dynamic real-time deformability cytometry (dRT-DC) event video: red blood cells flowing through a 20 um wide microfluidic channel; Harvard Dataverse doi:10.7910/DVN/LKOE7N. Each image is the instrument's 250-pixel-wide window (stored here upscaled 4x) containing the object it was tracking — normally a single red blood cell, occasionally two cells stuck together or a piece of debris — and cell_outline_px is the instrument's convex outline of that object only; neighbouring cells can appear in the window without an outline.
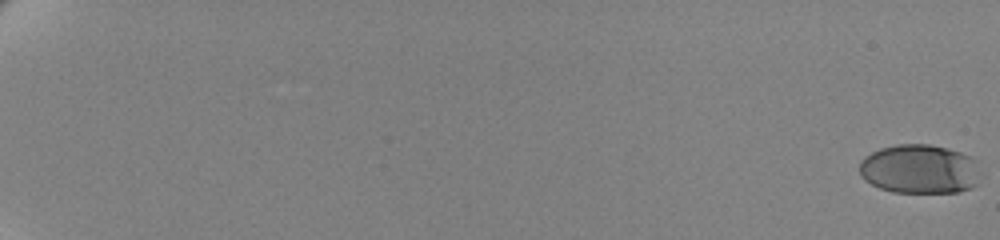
{"species": "human", "species_latin": "Homo sapiens", "temperature_condition": "cold", "stored_images_in_passage": 63, "camera_frame_rate_fps": 3000, "um_per_image_px": 0.085, "donor": {"sex": "female"}, "frame": {"image": 1, "passage_image": 1, "time_ms": 0.0, "image_size_px": [1000, 240], "cell_outline_px": [[976, 184], [972, 188], [960, 192], [892, 192], [880, 188], [864, 180], [860, 176], [860, 160], [864, 156], [880, 148], [896, 144], [928, 144], [948, 148], [972, 156], [976, 160]], "centroid_in_image_um": [78.12, 14.36], "position_along_channel_um": 6.9, "area_um2": 34.74}}
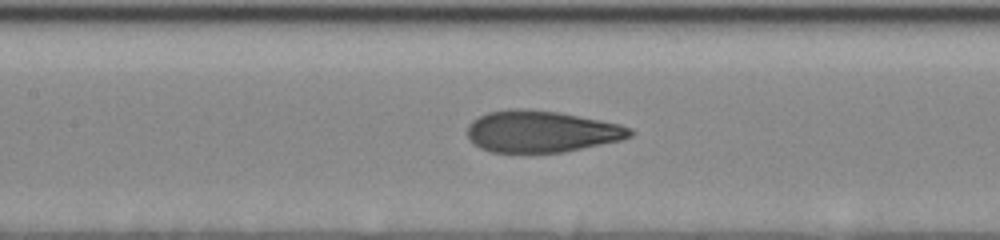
{"frame": {"image": 2, "passage_image": 35, "time_ms": 11.333, "image_size_px": [1000, 240], "cell_outline_px": [[636, 132], [632, 136], [620, 140], [564, 152], [492, 152], [480, 148], [472, 144], [468, 140], [468, 124], [472, 120], [488, 112], [508, 108], [528, 108], [560, 112], [620, 124], [632, 128]], "centroid_in_image_um": [46.0, 11.16], "position_along_channel_um": 161.4, "area_um2": 39.82}}
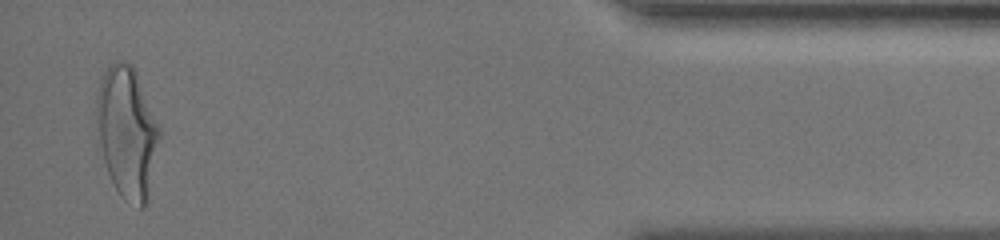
{"frame": {"image": 3, "passage_image": 62, "time_ms": 20.333, "image_size_px": [1000, 240], "cell_outline_px": [[164, 132], [148, 204], [144, 208], [140, 208], [124, 200], [120, 196], [108, 172], [104, 160], [100, 144], [96, 116], [96, 92], [100, 80], [104, 72], [116, 60], [120, 60], [132, 64], [136, 72]], "centroid_in_image_um": [10.88, 11.28], "position_along_channel_um": 424.3, "area_um2": 49.48}, "authors_computed_cell_mechanics": {"area_um2": 38.9572, "velocity_mm_per_s": 3.4732, "shape_relaxation_time_tau1_ms": 4.2415, "shape_relaxation_time_tau2_ms": 0.7823, "deformation_change_tau1": 0.1974, "deformation_change_tau2": 0.0795}}